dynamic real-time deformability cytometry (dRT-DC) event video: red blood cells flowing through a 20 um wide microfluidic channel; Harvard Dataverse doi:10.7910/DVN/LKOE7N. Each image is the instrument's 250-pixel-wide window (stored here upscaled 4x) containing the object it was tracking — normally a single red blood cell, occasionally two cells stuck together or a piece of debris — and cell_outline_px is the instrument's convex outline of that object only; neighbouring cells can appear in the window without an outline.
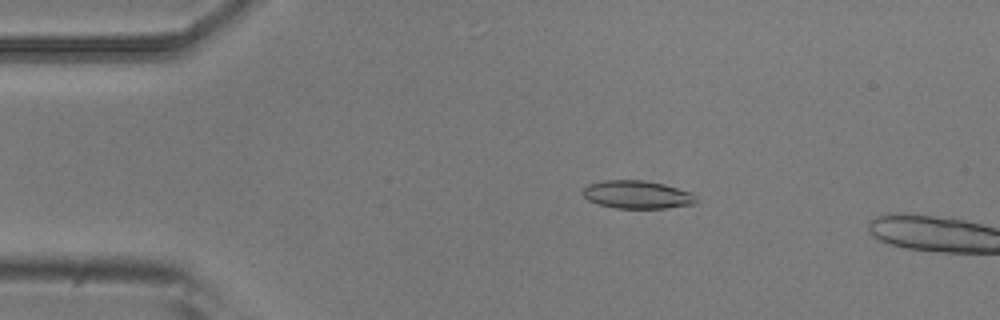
{"species": "common noctule bat (a hibernating species)", "species_latin": "Nyctalus noctula", "temperature_condition": "room temperature", "stored_images_in_passage": 4, "camera_frame_rate_fps": 3000, "um_per_image_px": 0.085, "animal": {"sex": "male", "body_mass_g": 20.5, "forearm_length_mm": 52.5}, "frame": {"image": 1, "passage_image": 3, "time_ms": 0.667, "image_size_px": [1000, 320], "cell_outline_px": [[696, 204], [664, 208], [616, 208], [600, 204], [588, 200], [580, 192], [588, 184], [604, 180], [644, 180], [664, 184], [692, 192], [696, 196]], "centroid_in_image_um": [54.16, 16.53], "position_along_channel_um": 30.8, "area_um2": 18.55}}